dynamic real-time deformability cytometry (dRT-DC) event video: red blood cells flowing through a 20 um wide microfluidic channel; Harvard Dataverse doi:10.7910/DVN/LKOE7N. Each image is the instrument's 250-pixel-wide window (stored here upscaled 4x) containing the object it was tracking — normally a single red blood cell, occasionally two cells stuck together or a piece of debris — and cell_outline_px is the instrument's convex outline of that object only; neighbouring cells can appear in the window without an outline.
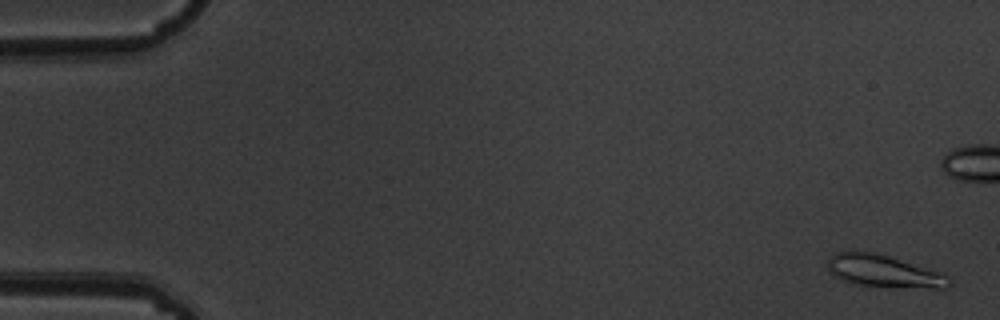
{"species": "common noctule bat (a hibernating species)", "species_latin": "Nyctalus noctula", "temperature_condition": "warm", "stored_images_in_passage": 5, "camera_frame_rate_fps": 3000, "um_per_image_px": 0.085, "animal": {"sex": "male", "body_mass_g": 19.5, "forearm_length_mm": 54.6}, "frame": {"image": 1, "passage_image": 1, "time_ms": 0.0, "image_size_px": [1000, 320], "cell_outline_px": [[952, 284], [948, 288], [936, 288], [856, 284], [840, 280], [828, 272], [828, 256], [836, 252], [876, 252], [944, 272], [952, 280]], "centroid_in_image_um": [75.15, 23.04], "position_along_channel_um": 9.8, "area_um2": 22.89}}